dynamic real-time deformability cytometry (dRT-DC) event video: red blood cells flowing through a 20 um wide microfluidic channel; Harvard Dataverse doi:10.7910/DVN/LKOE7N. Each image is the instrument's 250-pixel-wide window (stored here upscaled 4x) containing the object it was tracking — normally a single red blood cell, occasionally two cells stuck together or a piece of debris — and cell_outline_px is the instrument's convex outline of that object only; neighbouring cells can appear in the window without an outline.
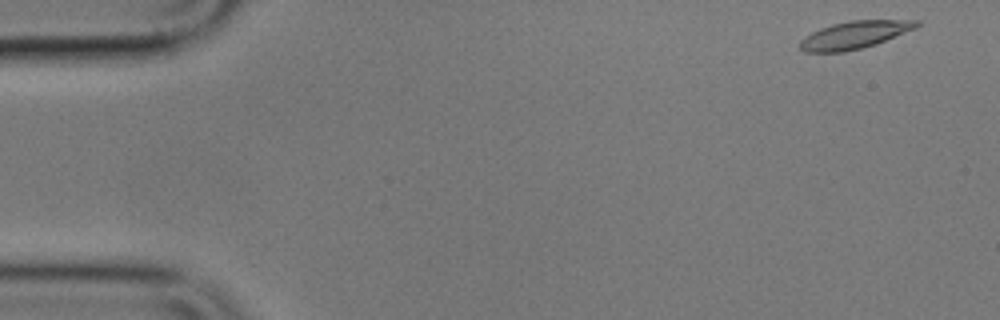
{"species": "common noctule bat (a hibernating species)", "species_latin": "Nyctalus noctula", "temperature_condition": "cold", "stored_images_in_passage": 54, "camera_frame_rate_fps": 3000, "um_per_image_px": 0.085, "animal": {"sex": "male", "body_mass_g": 17.9}, "frame": {"image": 1, "passage_image": 1, "time_ms": 0.0, "image_size_px": [1000, 320], "cell_outline_px": [[920, 24], [916, 28], [876, 44], [844, 52], [804, 52], [800, 48], [800, 40], [804, 36], [820, 28], [832, 24], [848, 20], [920, 20]], "centroid_in_image_um": [72.62, 2.96], "position_along_channel_um": 12.4, "area_um2": 18.73}}
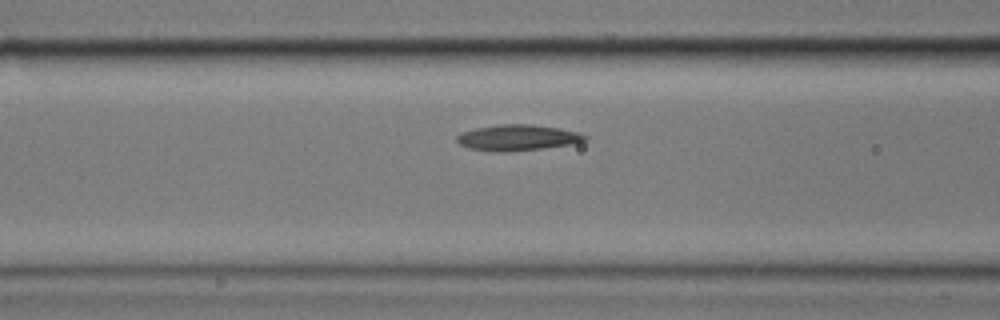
{"frame": {"image": 2, "passage_image": 20, "time_ms": 6.333, "image_size_px": [1000, 320], "cell_outline_px": [[588, 140], [572, 144], [544, 148], [508, 152], [500, 152], [468, 148], [460, 144], [456, 140], [456, 136], [460, 132], [476, 128], [500, 124], [528, 124], [560, 128], [580, 132], [588, 136]], "centroid_in_image_um": [44.02, 11.7], "position_along_channel_um": 122.6, "area_um2": 19.48}}
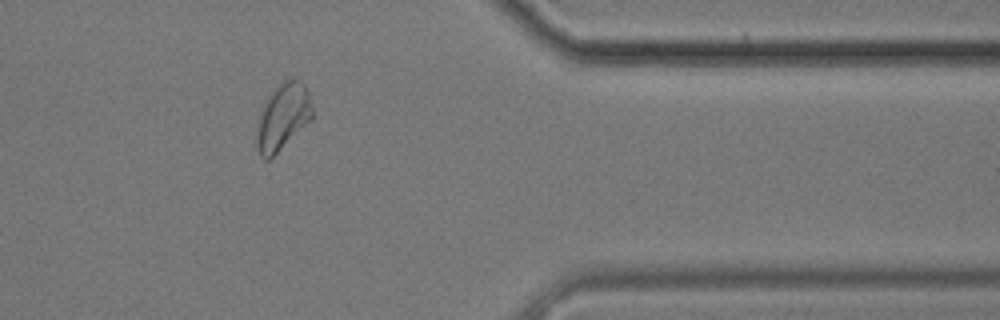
{"frame": {"image": 3, "passage_image": 44, "time_ms": 14.333, "image_size_px": [1000, 320], "cell_outline_px": [[312, 120], [268, 160], [264, 160], [260, 156], [256, 144], [256, 136], [260, 112], [264, 104], [272, 92], [288, 76], [300, 80], [304, 84], [308, 92], [312, 108]], "centroid_in_image_um": [24.05, 9.92], "position_along_channel_um": 387.4, "area_um2": 21.39}, "authors_computed_cell_mechanics": {"area_um2": 18.9006, "velocity_mm_per_s": 3.5376, "shape_relaxation_time_tau1_ms": 10.8898, "shape_relaxation_time_tau2_ms": 4.5102, "deformation_change_tau1": 0.2117, "deformation_change_tau2": 0.1052}}